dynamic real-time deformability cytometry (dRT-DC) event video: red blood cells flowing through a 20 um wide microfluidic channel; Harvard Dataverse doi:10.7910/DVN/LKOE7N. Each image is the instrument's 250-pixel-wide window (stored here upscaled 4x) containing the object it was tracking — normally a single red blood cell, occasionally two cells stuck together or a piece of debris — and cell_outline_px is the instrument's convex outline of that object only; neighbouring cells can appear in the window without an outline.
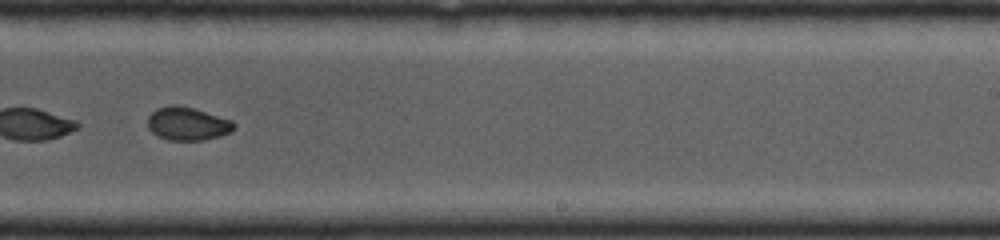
{"species": "common noctule bat (a hibernating species)", "species_latin": "Nyctalus noctula", "temperature_condition": "cold", "stored_images_in_passage": 28, "camera_frame_rate_fps": 4000, "um_per_image_px": 0.085, "animal": {"sex": "female", "body_mass_g": 19.0, "forearm_length_mm": 53.3}, "frame": {"image": 1, "passage_image": 16, "time_ms": 3.75, "image_size_px": [1000, 240], "cell_outline_px": [[236, 128], [232, 132], [220, 136], [204, 140], [168, 140], [152, 132], [148, 128], [148, 116], [156, 108], [172, 104], [176, 104], [192, 108], [232, 120], [236, 124]], "centroid_in_image_um": [15.96, 10.51], "position_along_channel_um": 273.0, "area_um2": 16.76}}